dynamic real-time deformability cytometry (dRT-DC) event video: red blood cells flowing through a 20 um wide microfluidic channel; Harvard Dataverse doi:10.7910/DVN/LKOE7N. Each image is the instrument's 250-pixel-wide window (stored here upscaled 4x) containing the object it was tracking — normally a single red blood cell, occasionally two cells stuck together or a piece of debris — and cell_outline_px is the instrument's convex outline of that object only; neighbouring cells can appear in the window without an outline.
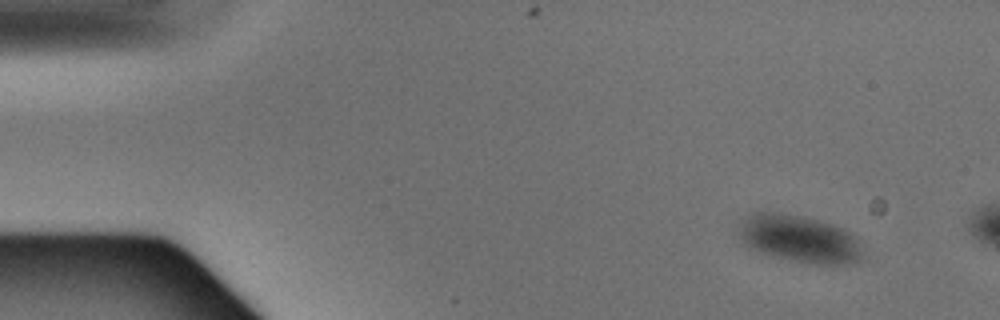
{"species": "Egyptian fruit bat (a non-hibernating species)", "species_latin": "Rousettus aegyptiacus", "temperature_condition": "warm", "stored_images_in_passage": 3, "camera_frame_rate_fps": 3000, "um_per_image_px": 0.085, "animal": {"sex": "male"}, "frame": {"image": 1, "passage_image": 1, "time_ms": 0.0, "image_size_px": [1000, 320], "cell_outline_px": [[864, 260], [860, 264], [808, 264], [760, 252], [748, 248], [732, 232], [744, 216], [756, 212], [776, 212], [800, 216], [832, 224], [844, 228], [856, 236], [860, 240], [864, 256]], "centroid_in_image_um": [67.94, 20.31], "position_along_channel_um": 17.1, "area_um2": 35.32}}